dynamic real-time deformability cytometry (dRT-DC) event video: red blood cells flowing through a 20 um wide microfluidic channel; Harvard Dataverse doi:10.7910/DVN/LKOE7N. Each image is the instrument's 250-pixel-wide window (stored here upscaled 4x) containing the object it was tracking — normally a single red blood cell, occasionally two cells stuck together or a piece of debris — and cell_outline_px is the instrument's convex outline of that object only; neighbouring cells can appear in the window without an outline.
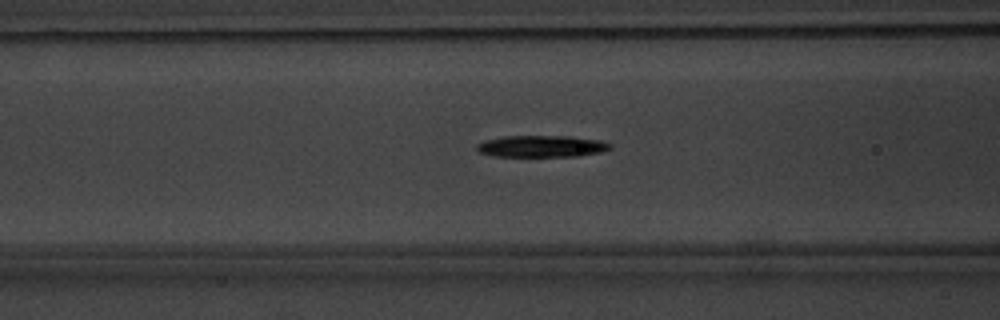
{"species": "common noctule bat (a hibernating species)", "species_latin": "Nyctalus noctula", "temperature_condition": "warm", "stored_images_in_passage": 47, "camera_frame_rate_fps": 3000, "um_per_image_px": 0.085, "animal": {"sex": "male", "body_mass_g": 20.1, "forearm_length_mm": 53.5}, "frame": {"image": 1, "passage_image": 16, "time_ms": 5.0, "image_size_px": [1000, 320], "cell_outline_px": [[612, 148], [600, 152], [580, 156], [496, 156], [480, 152], [476, 148], [476, 144], [488, 140], [504, 136], [572, 136], [600, 140], [612, 144]], "centroid_in_image_um": [46.09, 12.43], "position_along_channel_um": 120.5, "area_um2": 16.76}}
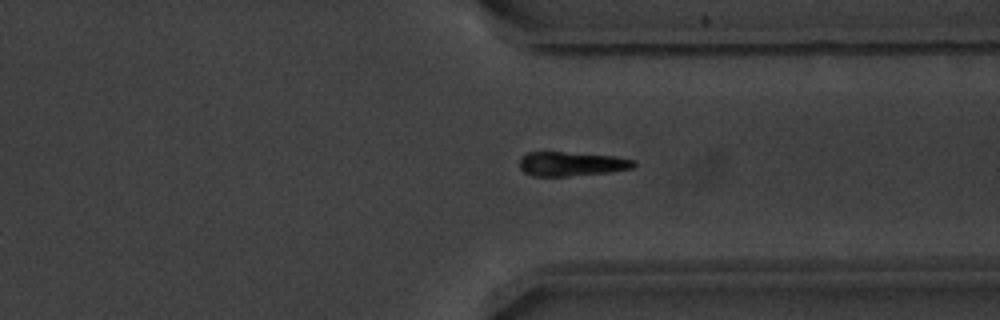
{"frame": {"image": 2, "passage_image": 35, "time_ms": 11.333, "image_size_px": [1000, 320], "cell_outline_px": [[636, 164], [632, 168], [612, 172], [568, 176], [532, 176], [524, 172], [520, 168], [520, 156], [528, 152], [564, 152], [616, 156], [636, 160]], "centroid_in_image_um": [48.59, 13.93], "position_along_channel_um": 362.8, "area_um2": 16.3}}
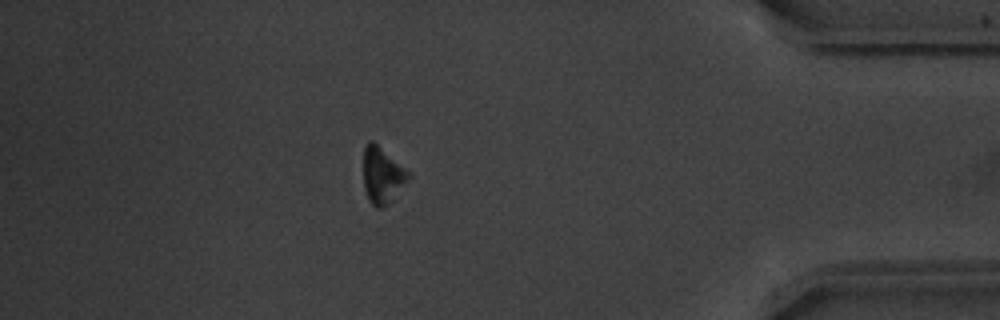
{"frame": {"image": 3, "passage_image": 41, "time_ms": 13.333, "image_size_px": [1000, 320], "cell_outline_px": [[412, 176], [392, 200], [388, 204], [380, 208], [376, 208], [368, 200], [364, 188], [364, 148], [368, 140], [372, 140], [412, 172]], "centroid_in_image_um": [32.53, 14.89], "position_along_channel_um": 402.7, "area_um2": 15.03}, "authors_computed_cell_mechanics": {"area_um2": 16.2996, "velocity_mm_per_s": 3.8251, "shape_relaxation_time_tau1_ms": 1.3028, "shape_relaxation_time_tau2_ms": null, "deformation_change_tau1": 0.1632, "deformation_change_tau2": null}}